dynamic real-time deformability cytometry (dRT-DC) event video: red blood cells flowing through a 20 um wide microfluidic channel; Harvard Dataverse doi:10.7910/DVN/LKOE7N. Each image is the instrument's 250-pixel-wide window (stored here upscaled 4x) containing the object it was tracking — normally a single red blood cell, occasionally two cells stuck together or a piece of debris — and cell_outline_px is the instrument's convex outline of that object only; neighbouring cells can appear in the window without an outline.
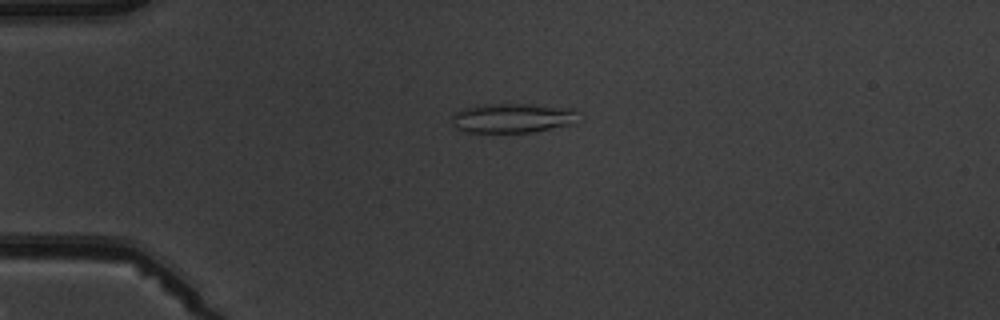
{"species": "common noctule bat (a hibernating species)", "species_latin": "Nyctalus noctula", "temperature_condition": "warm", "stored_images_in_passage": 4, "camera_frame_rate_fps": 3000, "um_per_image_px": 0.085, "animal": {"sex": "male", "body_mass_g": 19.5, "forearm_length_mm": 54.6}, "frame": {"image": 1, "passage_image": 3, "time_ms": 3.333, "image_size_px": [1000, 320], "cell_outline_px": [[576, 124], [532, 132], [464, 132], [456, 128], [452, 124], [452, 116], [456, 112], [464, 108], [484, 104], [532, 104], [572, 108], [576, 112]], "centroid_in_image_um": [43.57, 10.04], "position_along_channel_um": 41.4, "area_um2": 21.85}}